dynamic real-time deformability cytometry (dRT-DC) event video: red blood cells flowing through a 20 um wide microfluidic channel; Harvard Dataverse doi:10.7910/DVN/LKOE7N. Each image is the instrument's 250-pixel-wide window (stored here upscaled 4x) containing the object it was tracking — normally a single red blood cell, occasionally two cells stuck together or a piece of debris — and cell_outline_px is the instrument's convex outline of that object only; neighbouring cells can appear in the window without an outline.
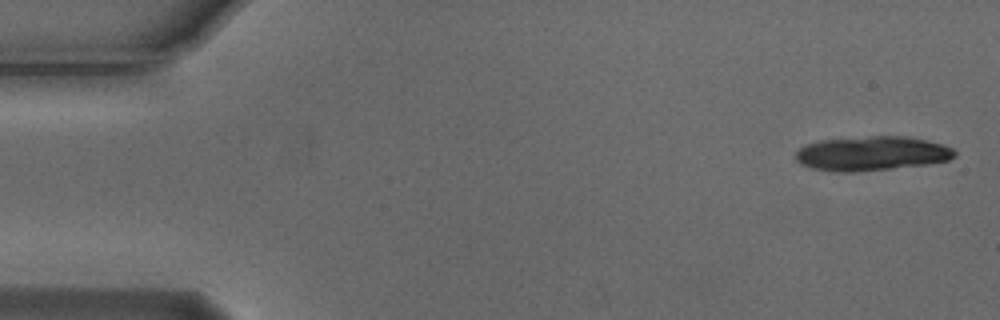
{"species": "Egyptian fruit bat (a non-hibernating species)", "species_latin": "Rousettus aegyptiacus", "temperature_condition": "cold", "stored_images_in_passage": 5, "camera_frame_rate_fps": 3000, "um_per_image_px": 0.085, "animal": {"sex": "male"}, "frame": {"image": 1, "passage_image": 1, "time_ms": 0.0, "image_size_px": [1000, 320], "cell_outline_px": [[956, 156], [948, 160], [928, 164], [856, 172], [836, 172], [812, 168], [800, 164], [796, 160], [796, 152], [800, 148], [808, 144], [820, 140], [868, 136], [908, 136], [940, 144], [952, 148], [956, 152]], "centroid_in_image_um": [74.09, 13.05], "position_along_channel_um": 10.9, "area_um2": 31.73}}